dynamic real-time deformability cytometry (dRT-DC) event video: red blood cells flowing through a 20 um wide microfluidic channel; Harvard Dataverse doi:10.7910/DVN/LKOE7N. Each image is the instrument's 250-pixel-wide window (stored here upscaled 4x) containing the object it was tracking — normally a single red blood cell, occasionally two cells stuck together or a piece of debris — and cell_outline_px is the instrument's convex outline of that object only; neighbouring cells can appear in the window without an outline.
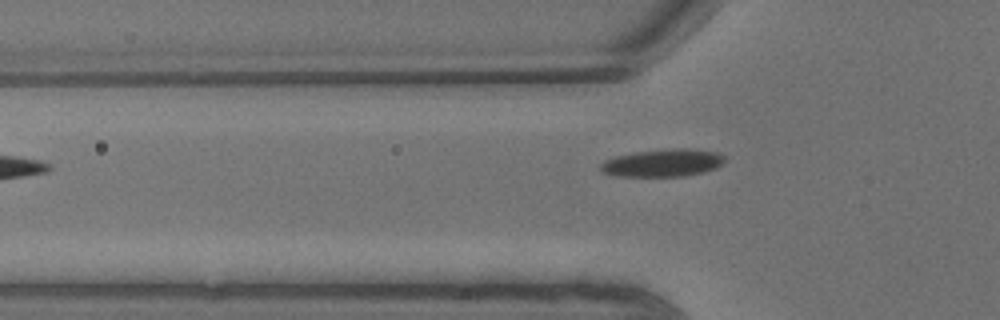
{"species": "common noctule bat (a hibernating species)", "species_latin": "Nyctalus noctula", "temperature_condition": "warm", "stored_images_in_passage": 4, "camera_frame_rate_fps": 3000, "um_per_image_px": 0.085, "animal": {"sex": "male", "body_mass_g": 13.3}, "frame": {"image": 1, "passage_image": 4, "time_ms": 1.0, "image_size_px": [1000, 320], "cell_outline_px": [[724, 164], [716, 168], [704, 172], [684, 176], [616, 176], [604, 172], [600, 168], [600, 164], [604, 160], [616, 156], [636, 152], [676, 148], [684, 148], [720, 152], [724, 156]], "centroid_in_image_um": [56.38, 13.84], "position_along_channel_um": 69.4, "area_um2": 19.94}}